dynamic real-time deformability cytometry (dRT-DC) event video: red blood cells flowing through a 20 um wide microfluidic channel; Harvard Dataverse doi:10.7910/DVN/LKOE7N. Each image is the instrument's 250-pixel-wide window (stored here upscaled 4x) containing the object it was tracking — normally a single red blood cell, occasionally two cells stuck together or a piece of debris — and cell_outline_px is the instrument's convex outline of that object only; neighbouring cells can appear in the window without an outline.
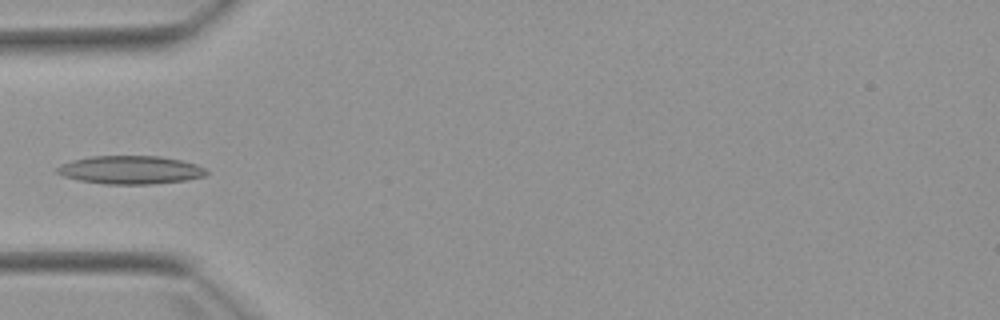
{"species": "Egyptian fruit bat (a non-hibernating species)", "species_latin": "Rousettus aegyptiacus", "temperature_condition": "warm", "stored_images_in_passage": 2, "camera_frame_rate_fps": 3000, "um_per_image_px": 0.085, "animal": {"sex": "female"}, "frame": {"image": 1, "passage_image": 2, "time_ms": 1.667, "image_size_px": [1000, 320], "cell_outline_px": [[208, 172], [204, 176], [188, 180], [152, 184], [104, 184], [80, 180], [64, 176], [56, 172], [56, 168], [60, 164], [72, 160], [92, 156], [160, 156], [180, 160], [196, 164], [204, 168]], "centroid_in_image_um": [11.08, 14.44], "position_along_channel_um": 73.9, "area_um2": 24.57}}